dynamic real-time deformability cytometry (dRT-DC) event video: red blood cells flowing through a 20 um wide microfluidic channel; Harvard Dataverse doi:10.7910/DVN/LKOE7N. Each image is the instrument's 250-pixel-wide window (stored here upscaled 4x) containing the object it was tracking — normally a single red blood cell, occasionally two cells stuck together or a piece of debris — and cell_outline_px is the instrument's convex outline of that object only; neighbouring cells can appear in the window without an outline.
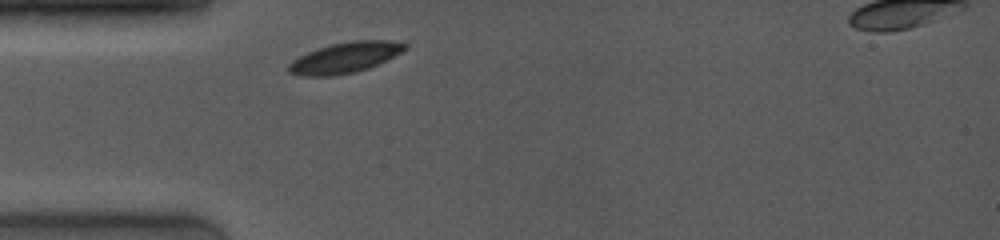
{"species": "common noctule bat (a hibernating species)", "species_latin": "Nyctalus noctula", "temperature_condition": "room temperature", "stored_images_in_passage": 8, "camera_frame_rate_fps": 4000, "um_per_image_px": 0.085, "animal": {"sex": "female", "body_mass_g": 19.0, "forearm_length_mm": 53.3}, "frame": {"image": 1, "passage_image": 1, "time_ms": 0.0, "image_size_px": [1000, 240], "cell_outline_px": [[408, 48], [368, 68], [356, 72], [336, 76], [300, 76], [288, 72], [288, 64], [292, 60], [308, 52], [332, 44], [352, 40], [392, 40], [408, 44]], "centroid_in_image_um": [29.3, 4.9], "position_along_channel_um": 55.7, "area_um2": 20.63}}
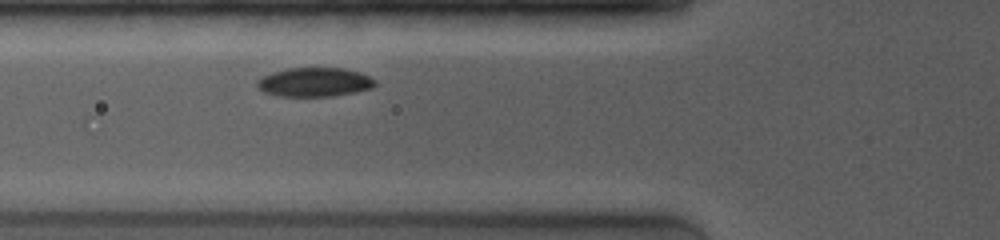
{"frame": {"image": 2, "passage_image": 3, "time_ms": 1.25, "image_size_px": [1000, 240], "cell_outline_px": [[376, 84], [372, 88], [356, 92], [332, 96], [276, 96], [264, 92], [256, 88], [256, 80], [272, 72], [288, 68], [344, 68], [360, 72], [376, 80]], "centroid_in_image_um": [26.72, 6.98], "position_along_channel_um": 99.1, "area_um2": 20.11}}
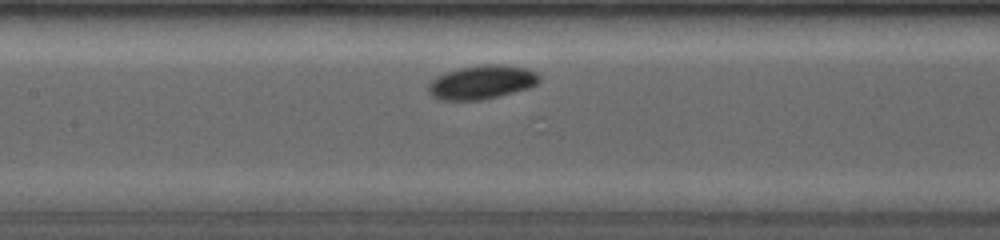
{"frame": {"image": 3, "passage_image": 6, "time_ms": 3.0, "image_size_px": [1000, 240], "cell_outline_px": [[540, 80], [536, 84], [528, 88], [480, 100], [436, 100], [428, 92], [428, 84], [436, 76], [444, 72], [460, 68], [484, 64], [504, 64], [524, 68], [536, 72], [540, 76]], "centroid_in_image_um": [40.91, 6.98], "position_along_channel_um": 166.5, "area_um2": 21.85}}